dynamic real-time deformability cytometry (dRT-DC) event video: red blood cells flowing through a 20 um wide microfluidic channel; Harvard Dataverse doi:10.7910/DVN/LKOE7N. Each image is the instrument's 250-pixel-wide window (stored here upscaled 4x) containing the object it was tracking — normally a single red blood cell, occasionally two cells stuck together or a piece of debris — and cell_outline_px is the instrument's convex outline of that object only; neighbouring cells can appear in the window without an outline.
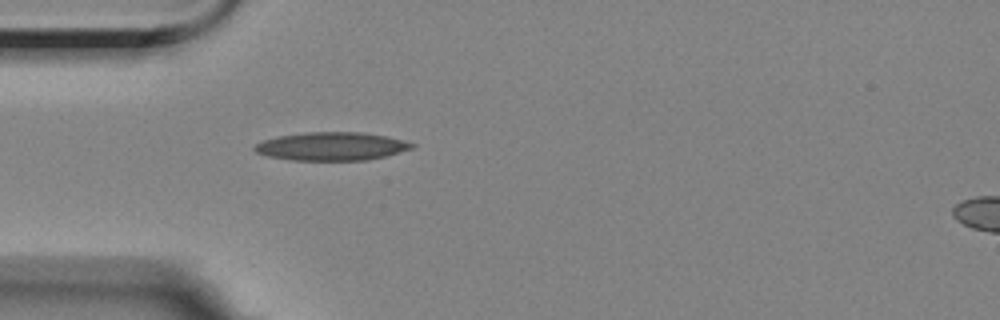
{"species": "Egyptian fruit bat (a non-hibernating species)", "species_latin": "Rousettus aegyptiacus", "temperature_condition": "room temperature", "stored_images_in_passage": 41, "camera_frame_rate_fps": 3000, "um_per_image_px": 0.085, "animal": {"sex": "female"}, "frame": {"image": 1, "passage_image": 1, "time_ms": 0.0, "image_size_px": [1000, 320], "cell_outline_px": [[416, 144], [412, 148], [384, 156], [368, 160], [292, 160], [268, 156], [256, 152], [252, 148], [256, 144], [264, 140], [276, 136], [308, 132], [364, 132], [384, 136]], "centroid_in_image_um": [28.13, 12.43], "position_along_channel_um": 56.9, "area_um2": 25.66}}
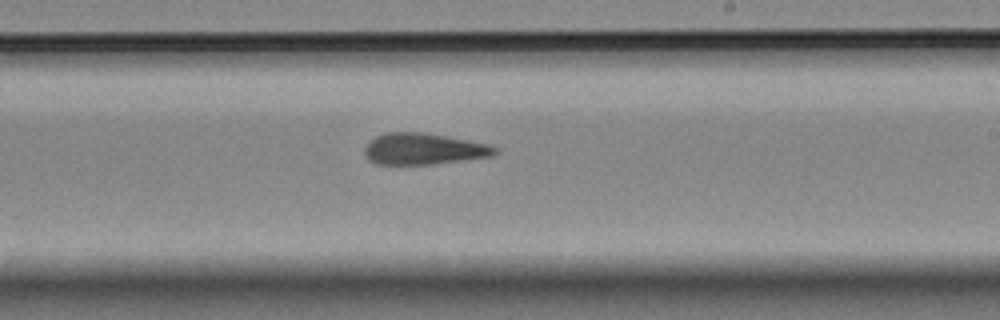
{"frame": {"image": 2, "passage_image": 18, "time_ms": 5.667, "image_size_px": [1000, 320], "cell_outline_px": [[500, 152], [492, 156], [432, 164], [376, 164], [368, 160], [364, 156], [364, 148], [376, 136], [384, 132], [424, 132], [468, 140], [488, 144], [500, 148]], "centroid_in_image_um": [36.02, 12.65], "position_along_channel_um": 253.0, "area_um2": 23.93}}
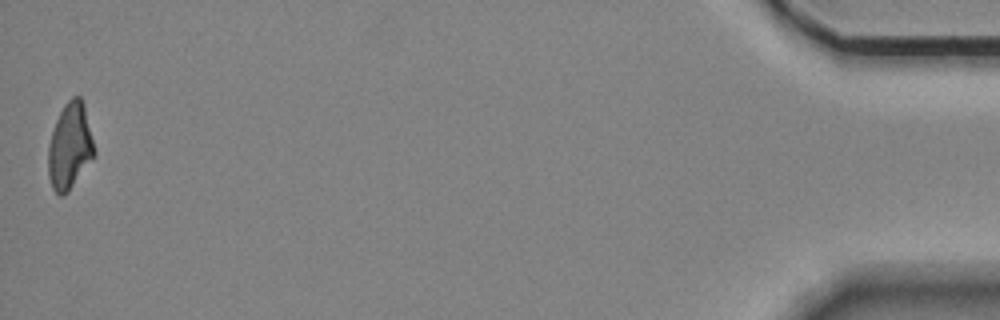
{"frame": {"image": 3, "passage_image": 41, "time_ms": 13.333, "image_size_px": [1000, 320], "cell_outline_px": [[96, 156], [68, 192], [64, 196], [60, 196], [52, 188], [48, 176], [48, 144], [56, 120], [64, 104], [72, 96], [80, 96], [84, 104], [96, 152]], "centroid_in_image_um": [5.95, 12.45], "position_along_channel_um": 429.3, "area_um2": 23.41}, "authors_computed_cell_mechanics": {"area_um2": 24.1604, "velocity_mm_per_s": 3.5194, "shape_relaxation_time_tau1_ms": null, "shape_relaxation_time_tau2_ms": 7.2667, "deformation_change_tau1": null, "deformation_change_tau2": 0.2034}}